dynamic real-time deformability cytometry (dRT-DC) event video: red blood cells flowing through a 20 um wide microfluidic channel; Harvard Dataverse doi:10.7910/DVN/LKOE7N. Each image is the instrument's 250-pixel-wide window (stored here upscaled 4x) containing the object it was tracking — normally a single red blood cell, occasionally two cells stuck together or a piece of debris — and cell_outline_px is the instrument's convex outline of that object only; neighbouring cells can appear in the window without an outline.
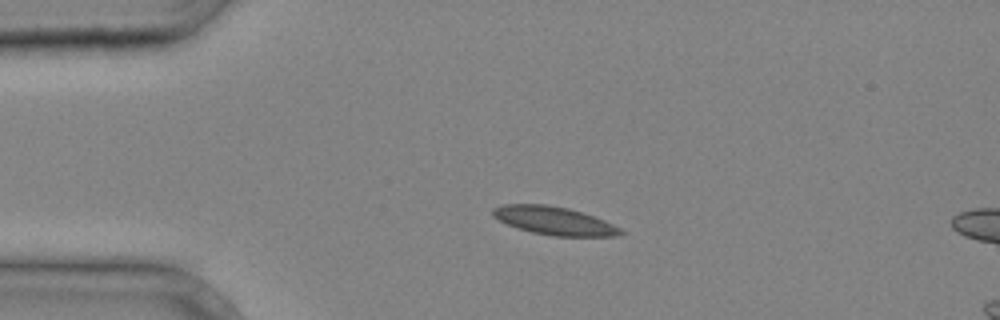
{"species": "common noctule bat (a hibernating species)", "species_latin": "Nyctalus noctula", "temperature_condition": "cold", "stored_images_in_passage": 2, "camera_frame_rate_fps": 3000, "um_per_image_px": 0.085, "animal": {"sex": "male", "body_mass_g": 20.4}, "frame": {"image": 1, "passage_image": 1, "time_ms": 0.0, "image_size_px": [1000, 320], "cell_outline_px": [[624, 232], [616, 236], [552, 236], [532, 232], [508, 224], [492, 216], [492, 208], [504, 204], [548, 204], [568, 208], [604, 220], [620, 228]], "centroid_in_image_um": [47.08, 18.75], "position_along_channel_um": 37.9, "area_um2": 20.75}}